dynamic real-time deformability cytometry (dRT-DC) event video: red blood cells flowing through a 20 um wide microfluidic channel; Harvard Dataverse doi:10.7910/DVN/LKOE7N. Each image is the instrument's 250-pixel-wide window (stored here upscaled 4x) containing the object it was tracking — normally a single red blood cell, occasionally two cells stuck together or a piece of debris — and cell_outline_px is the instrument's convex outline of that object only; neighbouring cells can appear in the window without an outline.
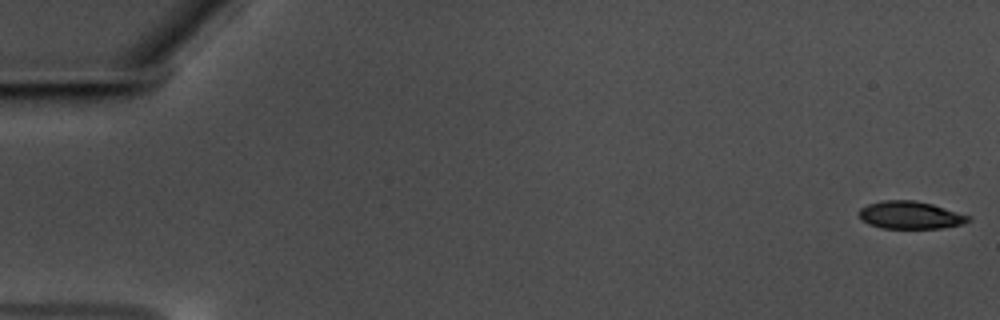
{"species": "common noctule bat (a hibernating species)", "species_latin": "Nyctalus noctula", "temperature_condition": "warm", "stored_images_in_passage": 58, "camera_frame_rate_fps": 3000, "um_per_image_px": 0.085, "animal": {"sex": "male", "body_mass_g": 17.5, "forearm_length_mm": 52.3}, "frame": {"image": 1, "passage_image": 1, "time_ms": 0.0, "image_size_px": [1000, 320], "cell_outline_px": [[972, 220], [960, 224], [940, 228], [880, 228], [868, 224], [860, 216], [860, 208], [868, 204], [884, 200], [916, 200], [932, 204], [972, 216]], "centroid_in_image_um": [77.4, 18.28], "position_along_channel_um": 7.6, "area_um2": 17.51}}
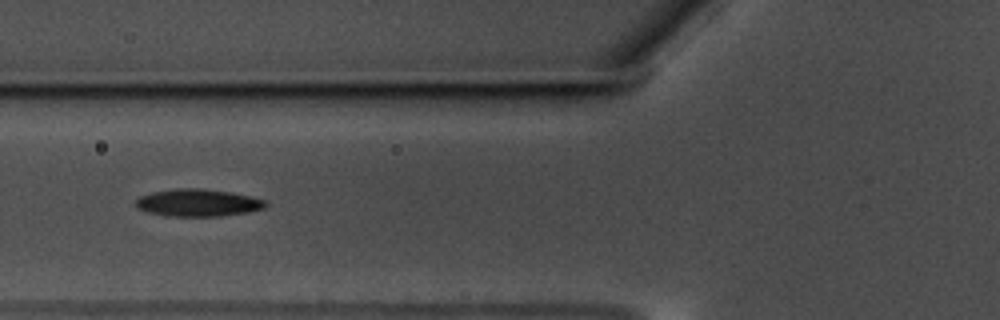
{"frame": {"image": 2, "passage_image": 23, "time_ms": 7.333, "image_size_px": [1000, 320], "cell_outline_px": [[268, 204], [264, 208], [248, 212], [220, 216], [168, 216], [148, 212], [136, 208], [132, 204], [140, 196], [152, 192], [176, 188], [200, 188], [232, 192], [268, 200]], "centroid_in_image_um": [16.82, 17.23], "position_along_channel_um": 109.0, "area_um2": 20.92}}
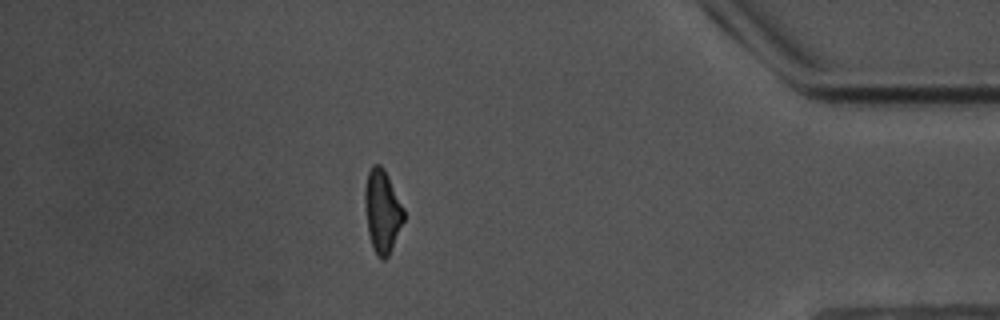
{"frame": {"image": 3, "passage_image": 51, "time_ms": 16.667, "image_size_px": [1000, 320], "cell_outline_px": [[404, 220], [392, 248], [388, 256], [384, 260], [380, 260], [376, 256], [368, 232], [364, 204], [364, 188], [368, 172], [372, 164], [380, 164], [384, 168], [404, 208]], "centroid_in_image_um": [32.48, 17.94], "position_along_channel_um": 402.7, "area_um2": 18.9}, "authors_computed_cell_mechanics": {"area_um2": 19.1896, "velocity_mm_per_s": 3.5636, "shape_relaxation_time_tau1_ms": 4.7557, "shape_relaxation_time_tau2_ms": 7.3271, "deformation_change_tau1": 0.1556, "deformation_change_tau2": 0.1756}}